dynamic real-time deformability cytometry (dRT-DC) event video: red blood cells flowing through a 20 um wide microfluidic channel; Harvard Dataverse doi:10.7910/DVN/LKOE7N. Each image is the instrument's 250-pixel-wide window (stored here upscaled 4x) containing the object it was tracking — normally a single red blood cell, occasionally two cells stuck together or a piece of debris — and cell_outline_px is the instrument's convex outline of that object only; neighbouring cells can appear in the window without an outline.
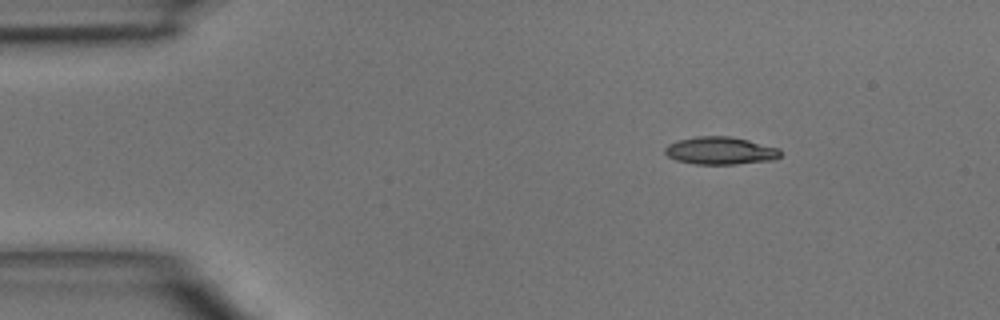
{"species": "common noctule bat (a hibernating species)", "species_latin": "Nyctalus noctula", "temperature_condition": "room temperature", "stored_images_in_passage": 3, "camera_frame_rate_fps": 3000, "um_per_image_px": 0.085, "animal": {"sex": "male", "body_mass_g": 15.6}, "frame": {"image": 1, "passage_image": 1, "time_ms": 0.0, "image_size_px": [1000, 320], "cell_outline_px": [[780, 156], [772, 160], [736, 164], [696, 164], [676, 160], [668, 156], [664, 152], [664, 148], [668, 144], [680, 140], [696, 136], [728, 136], [748, 140], [780, 148]], "centroid_in_image_um": [61.22, 12.81], "position_along_channel_um": 23.8, "area_um2": 18.5}}
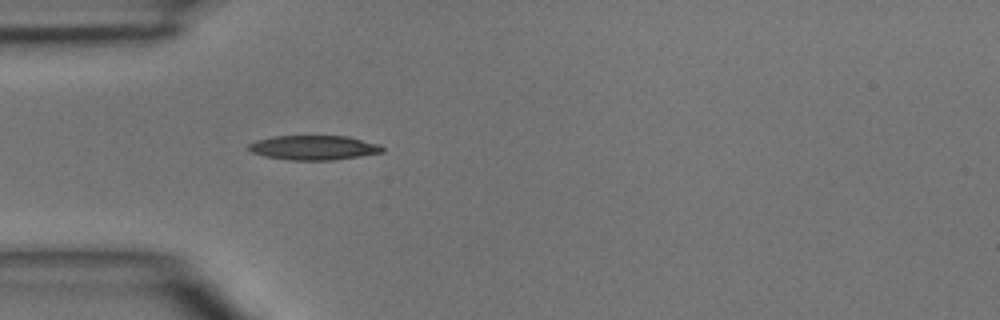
{"frame": {"image": 2, "passage_image": 3, "time_ms": 2.333, "image_size_px": [1000, 320], "cell_outline_px": [[384, 152], [360, 156], [332, 160], [288, 160], [264, 156], [252, 152], [248, 148], [248, 144], [256, 140], [272, 136], [348, 136], [380, 144], [384, 148]], "centroid_in_image_um": [26.67, 12.55], "position_along_channel_um": 58.3, "area_um2": 19.19}}